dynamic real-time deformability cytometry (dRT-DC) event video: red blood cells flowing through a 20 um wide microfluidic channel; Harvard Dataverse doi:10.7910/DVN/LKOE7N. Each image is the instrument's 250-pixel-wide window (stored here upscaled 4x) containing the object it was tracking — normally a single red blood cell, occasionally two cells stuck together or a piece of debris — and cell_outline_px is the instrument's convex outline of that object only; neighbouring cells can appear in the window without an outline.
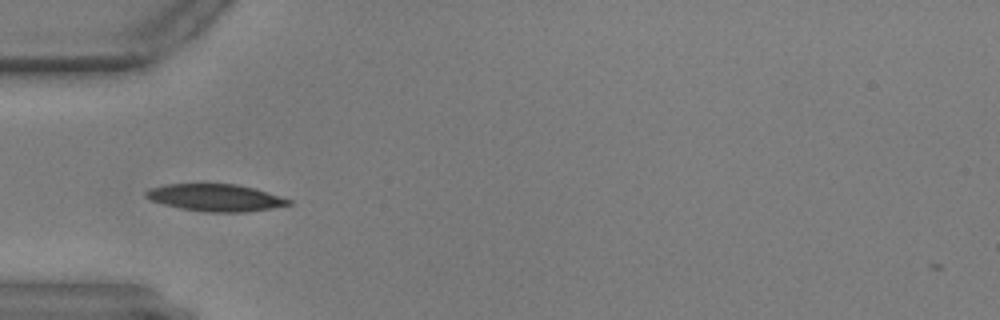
{"species": "common noctule bat (a hibernating species)", "species_latin": "Nyctalus noctula", "temperature_condition": "warm", "stored_images_in_passage": 40, "camera_frame_rate_fps": 3000, "um_per_image_px": 0.085, "animal": {"sex": "male", "body_mass_g": 17.9, "forearm_length_mm": 54.2}, "frame": {"image": 1, "passage_image": 1, "time_ms": 0.0, "image_size_px": [1000, 320], "cell_outline_px": [[292, 204], [272, 208], [248, 212], [204, 212], [180, 208], [148, 200], [144, 196], [144, 192], [148, 188], [164, 184], [236, 184], [256, 188], [292, 200]], "centroid_in_image_um": [18.29, 16.8], "position_along_channel_um": 66.7, "area_um2": 22.83}}
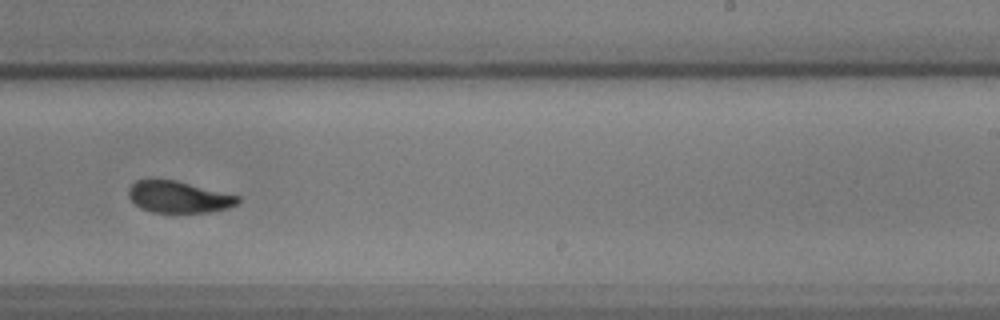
{"frame": {"image": 2, "passage_image": 19, "time_ms": 6.0, "image_size_px": [1000, 320], "cell_outline_px": [[240, 200], [236, 204], [228, 208], [208, 212], [152, 212], [140, 208], [128, 196], [128, 188], [136, 180], [152, 176], [176, 180], [240, 196]], "centroid_in_image_um": [15.12, 16.7], "position_along_channel_um": 273.9, "area_um2": 20.58}}
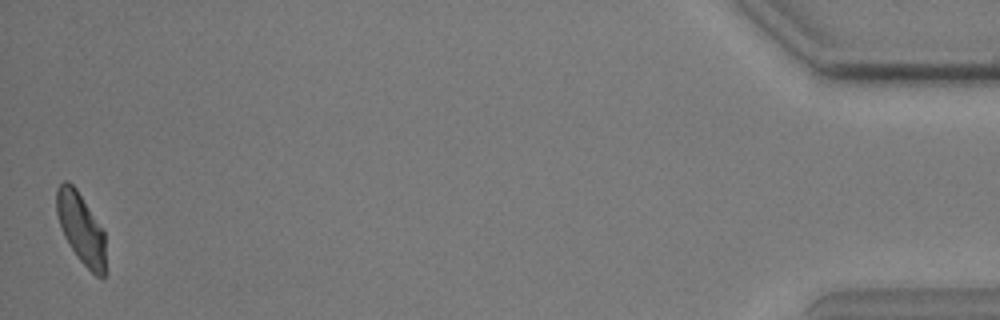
{"frame": {"image": 3, "passage_image": 40, "time_ms": 13.0, "image_size_px": [1000, 320], "cell_outline_px": [[104, 276], [96, 276], [76, 256], [64, 236], [56, 212], [56, 188], [64, 180], [68, 180], [76, 188], [104, 232]], "centroid_in_image_um": [6.84, 19.36], "position_along_channel_um": 428.4, "area_um2": 19.71}}